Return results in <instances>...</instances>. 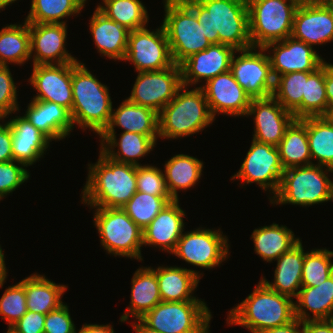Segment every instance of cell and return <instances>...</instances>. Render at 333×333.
Instances as JSON below:
<instances>
[{"label":"cell","instance_id":"be15d7a7","mask_svg":"<svg viewBox=\"0 0 333 333\" xmlns=\"http://www.w3.org/2000/svg\"><path fill=\"white\" fill-rule=\"evenodd\" d=\"M7 333H15L11 328H8Z\"/></svg>","mask_w":333,"mask_h":333},{"label":"cell","instance_id":"d6986e66","mask_svg":"<svg viewBox=\"0 0 333 333\" xmlns=\"http://www.w3.org/2000/svg\"><path fill=\"white\" fill-rule=\"evenodd\" d=\"M29 83L38 92L33 100L50 101L67 108L71 113L72 63L33 65Z\"/></svg>","mask_w":333,"mask_h":333},{"label":"cell","instance_id":"484cf974","mask_svg":"<svg viewBox=\"0 0 333 333\" xmlns=\"http://www.w3.org/2000/svg\"><path fill=\"white\" fill-rule=\"evenodd\" d=\"M116 135V131L103 132L99 136L100 150L107 157L120 163L141 166L139 159L150 154L157 145L153 138L140 133L122 132L119 139Z\"/></svg>","mask_w":333,"mask_h":333},{"label":"cell","instance_id":"8d00e7d4","mask_svg":"<svg viewBox=\"0 0 333 333\" xmlns=\"http://www.w3.org/2000/svg\"><path fill=\"white\" fill-rule=\"evenodd\" d=\"M22 24H10L0 30V65L21 66L31 59L29 23L24 20Z\"/></svg>","mask_w":333,"mask_h":333},{"label":"cell","instance_id":"e575fe53","mask_svg":"<svg viewBox=\"0 0 333 333\" xmlns=\"http://www.w3.org/2000/svg\"><path fill=\"white\" fill-rule=\"evenodd\" d=\"M203 161L187 154H177L164 164L167 190L173 200H179L178 191L196 186L203 171Z\"/></svg>","mask_w":333,"mask_h":333},{"label":"cell","instance_id":"bcb514c9","mask_svg":"<svg viewBox=\"0 0 333 333\" xmlns=\"http://www.w3.org/2000/svg\"><path fill=\"white\" fill-rule=\"evenodd\" d=\"M136 185L139 192L154 196H170L164 172L152 164L136 166Z\"/></svg>","mask_w":333,"mask_h":333},{"label":"cell","instance_id":"30bf717a","mask_svg":"<svg viewBox=\"0 0 333 333\" xmlns=\"http://www.w3.org/2000/svg\"><path fill=\"white\" fill-rule=\"evenodd\" d=\"M211 311L205 301L158 303L140 320L160 333H210Z\"/></svg>","mask_w":333,"mask_h":333},{"label":"cell","instance_id":"ba28073f","mask_svg":"<svg viewBox=\"0 0 333 333\" xmlns=\"http://www.w3.org/2000/svg\"><path fill=\"white\" fill-rule=\"evenodd\" d=\"M100 244L108 254L144 261L141 254L143 230L122 208L90 207Z\"/></svg>","mask_w":333,"mask_h":333},{"label":"cell","instance_id":"d590c367","mask_svg":"<svg viewBox=\"0 0 333 333\" xmlns=\"http://www.w3.org/2000/svg\"><path fill=\"white\" fill-rule=\"evenodd\" d=\"M284 169L313 164L307 136V118L295 119L277 146Z\"/></svg>","mask_w":333,"mask_h":333},{"label":"cell","instance_id":"6f0895ef","mask_svg":"<svg viewBox=\"0 0 333 333\" xmlns=\"http://www.w3.org/2000/svg\"><path fill=\"white\" fill-rule=\"evenodd\" d=\"M7 268L5 264V256L4 251L2 250V247L0 245V288L3 287L4 283H6L5 280H7Z\"/></svg>","mask_w":333,"mask_h":333},{"label":"cell","instance_id":"9a60e30c","mask_svg":"<svg viewBox=\"0 0 333 333\" xmlns=\"http://www.w3.org/2000/svg\"><path fill=\"white\" fill-rule=\"evenodd\" d=\"M133 88L127 99L159 113L182 86L181 67L173 64L160 71L137 72Z\"/></svg>","mask_w":333,"mask_h":333},{"label":"cell","instance_id":"7402d4cb","mask_svg":"<svg viewBox=\"0 0 333 333\" xmlns=\"http://www.w3.org/2000/svg\"><path fill=\"white\" fill-rule=\"evenodd\" d=\"M235 50L224 44H211L208 48L195 53L181 64L182 85L194 86L206 83L219 74L230 71L231 60Z\"/></svg>","mask_w":333,"mask_h":333},{"label":"cell","instance_id":"7c38bea8","mask_svg":"<svg viewBox=\"0 0 333 333\" xmlns=\"http://www.w3.org/2000/svg\"><path fill=\"white\" fill-rule=\"evenodd\" d=\"M284 170L277 147L252 139L246 157L231 181L239 179L244 185L256 183L262 190L272 193L271 200L279 190Z\"/></svg>","mask_w":333,"mask_h":333},{"label":"cell","instance_id":"ab89813d","mask_svg":"<svg viewBox=\"0 0 333 333\" xmlns=\"http://www.w3.org/2000/svg\"><path fill=\"white\" fill-rule=\"evenodd\" d=\"M84 6L82 0H31V8L24 20L28 23L67 24L66 19L80 14Z\"/></svg>","mask_w":333,"mask_h":333},{"label":"cell","instance_id":"ee69618b","mask_svg":"<svg viewBox=\"0 0 333 333\" xmlns=\"http://www.w3.org/2000/svg\"><path fill=\"white\" fill-rule=\"evenodd\" d=\"M333 251L327 248L306 251L303 270L302 286L313 287L324 282L333 274Z\"/></svg>","mask_w":333,"mask_h":333},{"label":"cell","instance_id":"44dd1931","mask_svg":"<svg viewBox=\"0 0 333 333\" xmlns=\"http://www.w3.org/2000/svg\"><path fill=\"white\" fill-rule=\"evenodd\" d=\"M200 87L214 118L219 113L232 117L247 115L252 99L235 80L231 71L215 76Z\"/></svg>","mask_w":333,"mask_h":333},{"label":"cell","instance_id":"3957f363","mask_svg":"<svg viewBox=\"0 0 333 333\" xmlns=\"http://www.w3.org/2000/svg\"><path fill=\"white\" fill-rule=\"evenodd\" d=\"M228 325H239L251 333H262L295 319L293 298L269 289L261 280L254 290L227 315Z\"/></svg>","mask_w":333,"mask_h":333},{"label":"cell","instance_id":"4316f807","mask_svg":"<svg viewBox=\"0 0 333 333\" xmlns=\"http://www.w3.org/2000/svg\"><path fill=\"white\" fill-rule=\"evenodd\" d=\"M151 268L156 273L161 301H203L194 296L203 273L174 265Z\"/></svg>","mask_w":333,"mask_h":333},{"label":"cell","instance_id":"52a82bcc","mask_svg":"<svg viewBox=\"0 0 333 333\" xmlns=\"http://www.w3.org/2000/svg\"><path fill=\"white\" fill-rule=\"evenodd\" d=\"M165 30L174 64L180 65L191 55L208 48L211 43L194 12L182 0H163Z\"/></svg>","mask_w":333,"mask_h":333},{"label":"cell","instance_id":"4dcf8cb0","mask_svg":"<svg viewBox=\"0 0 333 333\" xmlns=\"http://www.w3.org/2000/svg\"><path fill=\"white\" fill-rule=\"evenodd\" d=\"M131 300L120 322H127L129 316L140 319L161 302L158 280L151 267H139L131 280Z\"/></svg>","mask_w":333,"mask_h":333},{"label":"cell","instance_id":"91938a15","mask_svg":"<svg viewBox=\"0 0 333 333\" xmlns=\"http://www.w3.org/2000/svg\"><path fill=\"white\" fill-rule=\"evenodd\" d=\"M15 1L17 2V0H0V11H3L7 6L11 5Z\"/></svg>","mask_w":333,"mask_h":333},{"label":"cell","instance_id":"5bb4252c","mask_svg":"<svg viewBox=\"0 0 333 333\" xmlns=\"http://www.w3.org/2000/svg\"><path fill=\"white\" fill-rule=\"evenodd\" d=\"M230 71L251 99L272 96L275 78L264 48L252 47L236 51L231 60Z\"/></svg>","mask_w":333,"mask_h":333},{"label":"cell","instance_id":"94428289","mask_svg":"<svg viewBox=\"0 0 333 333\" xmlns=\"http://www.w3.org/2000/svg\"><path fill=\"white\" fill-rule=\"evenodd\" d=\"M326 117L333 124V107L329 108V111L326 114Z\"/></svg>","mask_w":333,"mask_h":333},{"label":"cell","instance_id":"681fc988","mask_svg":"<svg viewBox=\"0 0 333 333\" xmlns=\"http://www.w3.org/2000/svg\"><path fill=\"white\" fill-rule=\"evenodd\" d=\"M44 333H77L67 303L46 314Z\"/></svg>","mask_w":333,"mask_h":333},{"label":"cell","instance_id":"836d02e7","mask_svg":"<svg viewBox=\"0 0 333 333\" xmlns=\"http://www.w3.org/2000/svg\"><path fill=\"white\" fill-rule=\"evenodd\" d=\"M255 253L266 262L276 261L282 254L289 251L301 239L286 225L272 223L254 229L251 234Z\"/></svg>","mask_w":333,"mask_h":333},{"label":"cell","instance_id":"9f6ffc18","mask_svg":"<svg viewBox=\"0 0 333 333\" xmlns=\"http://www.w3.org/2000/svg\"><path fill=\"white\" fill-rule=\"evenodd\" d=\"M77 333H116L110 324H83Z\"/></svg>","mask_w":333,"mask_h":333},{"label":"cell","instance_id":"f1b7e54d","mask_svg":"<svg viewBox=\"0 0 333 333\" xmlns=\"http://www.w3.org/2000/svg\"><path fill=\"white\" fill-rule=\"evenodd\" d=\"M89 27L98 53L110 60H124L130 32L126 27L107 18L97 8L90 19Z\"/></svg>","mask_w":333,"mask_h":333},{"label":"cell","instance_id":"d6a6232c","mask_svg":"<svg viewBox=\"0 0 333 333\" xmlns=\"http://www.w3.org/2000/svg\"><path fill=\"white\" fill-rule=\"evenodd\" d=\"M25 287L27 309L46 315L64 302L62 297L68 286L56 284L45 275L34 273L20 281Z\"/></svg>","mask_w":333,"mask_h":333},{"label":"cell","instance_id":"db71d44e","mask_svg":"<svg viewBox=\"0 0 333 333\" xmlns=\"http://www.w3.org/2000/svg\"><path fill=\"white\" fill-rule=\"evenodd\" d=\"M262 333H306V330L303 322L295 318L292 322L286 325L274 327Z\"/></svg>","mask_w":333,"mask_h":333},{"label":"cell","instance_id":"d4e9b609","mask_svg":"<svg viewBox=\"0 0 333 333\" xmlns=\"http://www.w3.org/2000/svg\"><path fill=\"white\" fill-rule=\"evenodd\" d=\"M30 101L23 116L36 129L51 141H60L70 135L75 127L67 108L50 101Z\"/></svg>","mask_w":333,"mask_h":333},{"label":"cell","instance_id":"7dc6e473","mask_svg":"<svg viewBox=\"0 0 333 333\" xmlns=\"http://www.w3.org/2000/svg\"><path fill=\"white\" fill-rule=\"evenodd\" d=\"M26 168L24 164L15 160L0 163L1 200L29 179L30 172Z\"/></svg>","mask_w":333,"mask_h":333},{"label":"cell","instance_id":"2e32d148","mask_svg":"<svg viewBox=\"0 0 333 333\" xmlns=\"http://www.w3.org/2000/svg\"><path fill=\"white\" fill-rule=\"evenodd\" d=\"M291 37L312 47L333 42V8L323 1H301Z\"/></svg>","mask_w":333,"mask_h":333},{"label":"cell","instance_id":"e0dca14e","mask_svg":"<svg viewBox=\"0 0 333 333\" xmlns=\"http://www.w3.org/2000/svg\"><path fill=\"white\" fill-rule=\"evenodd\" d=\"M263 48L269 53L274 78L291 72H314L325 62L314 47L291 36Z\"/></svg>","mask_w":333,"mask_h":333},{"label":"cell","instance_id":"277c9868","mask_svg":"<svg viewBox=\"0 0 333 333\" xmlns=\"http://www.w3.org/2000/svg\"><path fill=\"white\" fill-rule=\"evenodd\" d=\"M72 93L74 126L83 130L88 128L100 136L110 123L113 109L108 86L78 61L72 63Z\"/></svg>","mask_w":333,"mask_h":333},{"label":"cell","instance_id":"603a6c76","mask_svg":"<svg viewBox=\"0 0 333 333\" xmlns=\"http://www.w3.org/2000/svg\"><path fill=\"white\" fill-rule=\"evenodd\" d=\"M185 213L179 200L169 202L143 229V246L159 247L161 251L171 254L185 230Z\"/></svg>","mask_w":333,"mask_h":333},{"label":"cell","instance_id":"b9f144b4","mask_svg":"<svg viewBox=\"0 0 333 333\" xmlns=\"http://www.w3.org/2000/svg\"><path fill=\"white\" fill-rule=\"evenodd\" d=\"M313 72H291L275 77L272 96L293 113L302 103L307 78Z\"/></svg>","mask_w":333,"mask_h":333},{"label":"cell","instance_id":"8fae6325","mask_svg":"<svg viewBox=\"0 0 333 333\" xmlns=\"http://www.w3.org/2000/svg\"><path fill=\"white\" fill-rule=\"evenodd\" d=\"M229 240L221 229L196 228L183 231L171 253L196 268L213 269L228 259Z\"/></svg>","mask_w":333,"mask_h":333},{"label":"cell","instance_id":"5b68a950","mask_svg":"<svg viewBox=\"0 0 333 333\" xmlns=\"http://www.w3.org/2000/svg\"><path fill=\"white\" fill-rule=\"evenodd\" d=\"M188 88L182 85L175 97L158 113L160 139L189 137L215 121L202 88Z\"/></svg>","mask_w":333,"mask_h":333},{"label":"cell","instance_id":"f907efd6","mask_svg":"<svg viewBox=\"0 0 333 333\" xmlns=\"http://www.w3.org/2000/svg\"><path fill=\"white\" fill-rule=\"evenodd\" d=\"M46 315L27 311L10 328L15 333H44V322Z\"/></svg>","mask_w":333,"mask_h":333},{"label":"cell","instance_id":"003e7915","mask_svg":"<svg viewBox=\"0 0 333 333\" xmlns=\"http://www.w3.org/2000/svg\"><path fill=\"white\" fill-rule=\"evenodd\" d=\"M82 2L84 3V4H87L86 2H87V0H82Z\"/></svg>","mask_w":333,"mask_h":333},{"label":"cell","instance_id":"e7e4bbea","mask_svg":"<svg viewBox=\"0 0 333 333\" xmlns=\"http://www.w3.org/2000/svg\"><path fill=\"white\" fill-rule=\"evenodd\" d=\"M300 1H323V0H300Z\"/></svg>","mask_w":333,"mask_h":333},{"label":"cell","instance_id":"6da1fadb","mask_svg":"<svg viewBox=\"0 0 333 333\" xmlns=\"http://www.w3.org/2000/svg\"><path fill=\"white\" fill-rule=\"evenodd\" d=\"M196 15L211 44L252 48L247 0H182Z\"/></svg>","mask_w":333,"mask_h":333},{"label":"cell","instance_id":"4fadbf2b","mask_svg":"<svg viewBox=\"0 0 333 333\" xmlns=\"http://www.w3.org/2000/svg\"><path fill=\"white\" fill-rule=\"evenodd\" d=\"M123 61L131 62L136 72L160 71L171 67L174 62L162 24L154 31L147 27L130 31Z\"/></svg>","mask_w":333,"mask_h":333},{"label":"cell","instance_id":"7a4b0ae2","mask_svg":"<svg viewBox=\"0 0 333 333\" xmlns=\"http://www.w3.org/2000/svg\"><path fill=\"white\" fill-rule=\"evenodd\" d=\"M81 203L90 207L122 208L136 193V166L120 163L101 150L95 163H88Z\"/></svg>","mask_w":333,"mask_h":333},{"label":"cell","instance_id":"f546056e","mask_svg":"<svg viewBox=\"0 0 333 333\" xmlns=\"http://www.w3.org/2000/svg\"><path fill=\"white\" fill-rule=\"evenodd\" d=\"M115 110L112 109L110 123L104 132H114V128L119 127L123 132L148 135L157 142L159 122L155 110L134 104L127 98Z\"/></svg>","mask_w":333,"mask_h":333},{"label":"cell","instance_id":"816d5d0a","mask_svg":"<svg viewBox=\"0 0 333 333\" xmlns=\"http://www.w3.org/2000/svg\"><path fill=\"white\" fill-rule=\"evenodd\" d=\"M0 120V163L13 161L12 154V131L10 125ZM4 122V123H3Z\"/></svg>","mask_w":333,"mask_h":333},{"label":"cell","instance_id":"74e56055","mask_svg":"<svg viewBox=\"0 0 333 333\" xmlns=\"http://www.w3.org/2000/svg\"><path fill=\"white\" fill-rule=\"evenodd\" d=\"M307 136L312 161L333 169V124L326 116L307 117Z\"/></svg>","mask_w":333,"mask_h":333},{"label":"cell","instance_id":"8992f818","mask_svg":"<svg viewBox=\"0 0 333 333\" xmlns=\"http://www.w3.org/2000/svg\"><path fill=\"white\" fill-rule=\"evenodd\" d=\"M333 169L315 163L285 169L278 192L269 200L273 205L292 204L309 207L333 202Z\"/></svg>","mask_w":333,"mask_h":333},{"label":"cell","instance_id":"f35d334b","mask_svg":"<svg viewBox=\"0 0 333 333\" xmlns=\"http://www.w3.org/2000/svg\"><path fill=\"white\" fill-rule=\"evenodd\" d=\"M97 9L107 18L119 25L126 27L129 31L138 30L149 22L146 6L140 0H102Z\"/></svg>","mask_w":333,"mask_h":333},{"label":"cell","instance_id":"6125c7cd","mask_svg":"<svg viewBox=\"0 0 333 333\" xmlns=\"http://www.w3.org/2000/svg\"><path fill=\"white\" fill-rule=\"evenodd\" d=\"M330 7L333 8V0H324Z\"/></svg>","mask_w":333,"mask_h":333},{"label":"cell","instance_id":"c3c4849f","mask_svg":"<svg viewBox=\"0 0 333 333\" xmlns=\"http://www.w3.org/2000/svg\"><path fill=\"white\" fill-rule=\"evenodd\" d=\"M15 84L9 65H0V120L20 111Z\"/></svg>","mask_w":333,"mask_h":333},{"label":"cell","instance_id":"ac0fdd59","mask_svg":"<svg viewBox=\"0 0 333 333\" xmlns=\"http://www.w3.org/2000/svg\"><path fill=\"white\" fill-rule=\"evenodd\" d=\"M32 65L78 62L65 47L67 24L29 23Z\"/></svg>","mask_w":333,"mask_h":333},{"label":"cell","instance_id":"ffe728a7","mask_svg":"<svg viewBox=\"0 0 333 333\" xmlns=\"http://www.w3.org/2000/svg\"><path fill=\"white\" fill-rule=\"evenodd\" d=\"M254 116L253 139L277 147L286 129L295 120L273 96L252 99L246 117Z\"/></svg>","mask_w":333,"mask_h":333},{"label":"cell","instance_id":"680465c9","mask_svg":"<svg viewBox=\"0 0 333 333\" xmlns=\"http://www.w3.org/2000/svg\"><path fill=\"white\" fill-rule=\"evenodd\" d=\"M134 321L135 322H131V324L133 325V330L135 333H160L145 325L140 319H134Z\"/></svg>","mask_w":333,"mask_h":333},{"label":"cell","instance_id":"1f68e13d","mask_svg":"<svg viewBox=\"0 0 333 333\" xmlns=\"http://www.w3.org/2000/svg\"><path fill=\"white\" fill-rule=\"evenodd\" d=\"M295 299V318L302 322L329 320L333 316V274L318 286H302Z\"/></svg>","mask_w":333,"mask_h":333},{"label":"cell","instance_id":"cb8c5ba5","mask_svg":"<svg viewBox=\"0 0 333 333\" xmlns=\"http://www.w3.org/2000/svg\"><path fill=\"white\" fill-rule=\"evenodd\" d=\"M12 131L13 160L26 167L34 165L44 157L50 142L45 134L36 129L24 116H15L6 121Z\"/></svg>","mask_w":333,"mask_h":333},{"label":"cell","instance_id":"60d3db41","mask_svg":"<svg viewBox=\"0 0 333 333\" xmlns=\"http://www.w3.org/2000/svg\"><path fill=\"white\" fill-rule=\"evenodd\" d=\"M328 101L325 88V62L306 81L301 105L293 112L295 119L326 116Z\"/></svg>","mask_w":333,"mask_h":333},{"label":"cell","instance_id":"f6af8a7d","mask_svg":"<svg viewBox=\"0 0 333 333\" xmlns=\"http://www.w3.org/2000/svg\"><path fill=\"white\" fill-rule=\"evenodd\" d=\"M27 311L24 285L18 282L7 287L0 298V316L8 323V328L14 325Z\"/></svg>","mask_w":333,"mask_h":333},{"label":"cell","instance_id":"11a10c76","mask_svg":"<svg viewBox=\"0 0 333 333\" xmlns=\"http://www.w3.org/2000/svg\"><path fill=\"white\" fill-rule=\"evenodd\" d=\"M325 88L329 108L333 107V64L325 61Z\"/></svg>","mask_w":333,"mask_h":333},{"label":"cell","instance_id":"03108f58","mask_svg":"<svg viewBox=\"0 0 333 333\" xmlns=\"http://www.w3.org/2000/svg\"><path fill=\"white\" fill-rule=\"evenodd\" d=\"M329 321L331 322V324L333 326V316L329 319Z\"/></svg>","mask_w":333,"mask_h":333},{"label":"cell","instance_id":"f5cc1de1","mask_svg":"<svg viewBox=\"0 0 333 333\" xmlns=\"http://www.w3.org/2000/svg\"><path fill=\"white\" fill-rule=\"evenodd\" d=\"M306 333H333V326L329 320L303 321Z\"/></svg>","mask_w":333,"mask_h":333},{"label":"cell","instance_id":"9c48e42d","mask_svg":"<svg viewBox=\"0 0 333 333\" xmlns=\"http://www.w3.org/2000/svg\"><path fill=\"white\" fill-rule=\"evenodd\" d=\"M300 0H247L252 47L281 41L291 36Z\"/></svg>","mask_w":333,"mask_h":333},{"label":"cell","instance_id":"7bdbcfd3","mask_svg":"<svg viewBox=\"0 0 333 333\" xmlns=\"http://www.w3.org/2000/svg\"><path fill=\"white\" fill-rule=\"evenodd\" d=\"M171 201V196H154L136 191L122 209L143 230Z\"/></svg>","mask_w":333,"mask_h":333},{"label":"cell","instance_id":"83f0119b","mask_svg":"<svg viewBox=\"0 0 333 333\" xmlns=\"http://www.w3.org/2000/svg\"><path fill=\"white\" fill-rule=\"evenodd\" d=\"M305 253L302 240H300L276 260L273 282L268 281L265 276L260 277V280L269 289L293 299L296 298L302 287L301 278Z\"/></svg>","mask_w":333,"mask_h":333}]
</instances>
